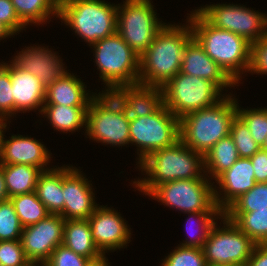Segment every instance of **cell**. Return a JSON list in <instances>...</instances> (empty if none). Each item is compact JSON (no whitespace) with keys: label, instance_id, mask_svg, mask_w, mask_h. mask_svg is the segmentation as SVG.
Masks as SVG:
<instances>
[{"label":"cell","instance_id":"45","mask_svg":"<svg viewBox=\"0 0 267 266\" xmlns=\"http://www.w3.org/2000/svg\"><path fill=\"white\" fill-rule=\"evenodd\" d=\"M8 199H9V196H8L6 183H5L4 176H3V168L1 167V164H0V202L8 200Z\"/></svg>","mask_w":267,"mask_h":266},{"label":"cell","instance_id":"26","mask_svg":"<svg viewBox=\"0 0 267 266\" xmlns=\"http://www.w3.org/2000/svg\"><path fill=\"white\" fill-rule=\"evenodd\" d=\"M9 198L35 191L43 170L24 164H1Z\"/></svg>","mask_w":267,"mask_h":266},{"label":"cell","instance_id":"9","mask_svg":"<svg viewBox=\"0 0 267 266\" xmlns=\"http://www.w3.org/2000/svg\"><path fill=\"white\" fill-rule=\"evenodd\" d=\"M129 133L130 143L139 147V164L151 153L180 140V120L163 105L157 112L130 122Z\"/></svg>","mask_w":267,"mask_h":266},{"label":"cell","instance_id":"6","mask_svg":"<svg viewBox=\"0 0 267 266\" xmlns=\"http://www.w3.org/2000/svg\"><path fill=\"white\" fill-rule=\"evenodd\" d=\"M92 47L100 78L108 87L105 91L139 83L140 57L117 32L98 40Z\"/></svg>","mask_w":267,"mask_h":266},{"label":"cell","instance_id":"24","mask_svg":"<svg viewBox=\"0 0 267 266\" xmlns=\"http://www.w3.org/2000/svg\"><path fill=\"white\" fill-rule=\"evenodd\" d=\"M62 244L91 261L103 256L92 239L88 219L65 220Z\"/></svg>","mask_w":267,"mask_h":266},{"label":"cell","instance_id":"2","mask_svg":"<svg viewBox=\"0 0 267 266\" xmlns=\"http://www.w3.org/2000/svg\"><path fill=\"white\" fill-rule=\"evenodd\" d=\"M194 11L187 21L193 37L205 53L238 84L240 72L243 74L244 70H250L252 44L240 35L214 27L197 10Z\"/></svg>","mask_w":267,"mask_h":266},{"label":"cell","instance_id":"12","mask_svg":"<svg viewBox=\"0 0 267 266\" xmlns=\"http://www.w3.org/2000/svg\"><path fill=\"white\" fill-rule=\"evenodd\" d=\"M221 219L224 228L215 223L202 248L207 265L247 266L256 244L225 215Z\"/></svg>","mask_w":267,"mask_h":266},{"label":"cell","instance_id":"20","mask_svg":"<svg viewBox=\"0 0 267 266\" xmlns=\"http://www.w3.org/2000/svg\"><path fill=\"white\" fill-rule=\"evenodd\" d=\"M18 54L12 61L18 67L36 76L45 87L67 73L62 60L48 48L31 46L30 49L27 47Z\"/></svg>","mask_w":267,"mask_h":266},{"label":"cell","instance_id":"23","mask_svg":"<svg viewBox=\"0 0 267 266\" xmlns=\"http://www.w3.org/2000/svg\"><path fill=\"white\" fill-rule=\"evenodd\" d=\"M85 84L70 73H66L54 83L46 87L44 104H58L65 106H89L94 97L88 96ZM47 102V103H46Z\"/></svg>","mask_w":267,"mask_h":266},{"label":"cell","instance_id":"11","mask_svg":"<svg viewBox=\"0 0 267 266\" xmlns=\"http://www.w3.org/2000/svg\"><path fill=\"white\" fill-rule=\"evenodd\" d=\"M129 125L120 106L106 92L94 95L87 109L89 138L107 145L125 146L130 143Z\"/></svg>","mask_w":267,"mask_h":266},{"label":"cell","instance_id":"29","mask_svg":"<svg viewBox=\"0 0 267 266\" xmlns=\"http://www.w3.org/2000/svg\"><path fill=\"white\" fill-rule=\"evenodd\" d=\"M224 215L255 244H267V209H255L254 212H224Z\"/></svg>","mask_w":267,"mask_h":266},{"label":"cell","instance_id":"19","mask_svg":"<svg viewBox=\"0 0 267 266\" xmlns=\"http://www.w3.org/2000/svg\"><path fill=\"white\" fill-rule=\"evenodd\" d=\"M180 72L210 80L221 90L224 87L236 85L225 71L205 53L194 37L188 41L185 47Z\"/></svg>","mask_w":267,"mask_h":266},{"label":"cell","instance_id":"28","mask_svg":"<svg viewBox=\"0 0 267 266\" xmlns=\"http://www.w3.org/2000/svg\"><path fill=\"white\" fill-rule=\"evenodd\" d=\"M239 155L234 141L230 135L220 139L204 155V169L210 177L215 180L226 170H228L237 160Z\"/></svg>","mask_w":267,"mask_h":266},{"label":"cell","instance_id":"43","mask_svg":"<svg viewBox=\"0 0 267 266\" xmlns=\"http://www.w3.org/2000/svg\"><path fill=\"white\" fill-rule=\"evenodd\" d=\"M250 160L254 169L256 183L267 182V151L260 148Z\"/></svg>","mask_w":267,"mask_h":266},{"label":"cell","instance_id":"3","mask_svg":"<svg viewBox=\"0 0 267 266\" xmlns=\"http://www.w3.org/2000/svg\"><path fill=\"white\" fill-rule=\"evenodd\" d=\"M139 164L149 177L134 181L133 184L145 195H149L158 185L165 182L206 178L203 176L204 156L186 146L181 140L151 153Z\"/></svg>","mask_w":267,"mask_h":266},{"label":"cell","instance_id":"47","mask_svg":"<svg viewBox=\"0 0 267 266\" xmlns=\"http://www.w3.org/2000/svg\"><path fill=\"white\" fill-rule=\"evenodd\" d=\"M15 35L6 25L0 22V40Z\"/></svg>","mask_w":267,"mask_h":266},{"label":"cell","instance_id":"10","mask_svg":"<svg viewBox=\"0 0 267 266\" xmlns=\"http://www.w3.org/2000/svg\"><path fill=\"white\" fill-rule=\"evenodd\" d=\"M208 181L207 178H196L165 182L149 196L185 213L223 212L215 203L213 183Z\"/></svg>","mask_w":267,"mask_h":266},{"label":"cell","instance_id":"21","mask_svg":"<svg viewBox=\"0 0 267 266\" xmlns=\"http://www.w3.org/2000/svg\"><path fill=\"white\" fill-rule=\"evenodd\" d=\"M9 64L11 86L14 99V114L19 111L38 109L40 113L45 103L46 87L40 80L18 67L13 61Z\"/></svg>","mask_w":267,"mask_h":266},{"label":"cell","instance_id":"27","mask_svg":"<svg viewBox=\"0 0 267 266\" xmlns=\"http://www.w3.org/2000/svg\"><path fill=\"white\" fill-rule=\"evenodd\" d=\"M88 106L44 104L41 114H46L52 126L61 132H73L83 125L86 128Z\"/></svg>","mask_w":267,"mask_h":266},{"label":"cell","instance_id":"42","mask_svg":"<svg viewBox=\"0 0 267 266\" xmlns=\"http://www.w3.org/2000/svg\"><path fill=\"white\" fill-rule=\"evenodd\" d=\"M0 22L14 34L20 32L26 26L19 19L11 0H0Z\"/></svg>","mask_w":267,"mask_h":266},{"label":"cell","instance_id":"22","mask_svg":"<svg viewBox=\"0 0 267 266\" xmlns=\"http://www.w3.org/2000/svg\"><path fill=\"white\" fill-rule=\"evenodd\" d=\"M50 154L44 144L31 137L12 135L3 140L0 164H24L41 168L48 165ZM47 164V165H46Z\"/></svg>","mask_w":267,"mask_h":266},{"label":"cell","instance_id":"50","mask_svg":"<svg viewBox=\"0 0 267 266\" xmlns=\"http://www.w3.org/2000/svg\"><path fill=\"white\" fill-rule=\"evenodd\" d=\"M39 266L38 262H29L26 266ZM41 266H48L47 262H40Z\"/></svg>","mask_w":267,"mask_h":266},{"label":"cell","instance_id":"8","mask_svg":"<svg viewBox=\"0 0 267 266\" xmlns=\"http://www.w3.org/2000/svg\"><path fill=\"white\" fill-rule=\"evenodd\" d=\"M124 2L117 10V33L140 57L165 24L158 20L150 0Z\"/></svg>","mask_w":267,"mask_h":266},{"label":"cell","instance_id":"14","mask_svg":"<svg viewBox=\"0 0 267 266\" xmlns=\"http://www.w3.org/2000/svg\"><path fill=\"white\" fill-rule=\"evenodd\" d=\"M65 219L49 214L38 223L24 227L21 242L30 262H47L53 250L62 244Z\"/></svg>","mask_w":267,"mask_h":266},{"label":"cell","instance_id":"16","mask_svg":"<svg viewBox=\"0 0 267 266\" xmlns=\"http://www.w3.org/2000/svg\"><path fill=\"white\" fill-rule=\"evenodd\" d=\"M70 167H63L64 208L59 214L65 220L89 219L98 207L92 187L78 169Z\"/></svg>","mask_w":267,"mask_h":266},{"label":"cell","instance_id":"17","mask_svg":"<svg viewBox=\"0 0 267 266\" xmlns=\"http://www.w3.org/2000/svg\"><path fill=\"white\" fill-rule=\"evenodd\" d=\"M88 221L92 239L103 255L107 250L123 248L130 241V229L114 209L98 206Z\"/></svg>","mask_w":267,"mask_h":266},{"label":"cell","instance_id":"13","mask_svg":"<svg viewBox=\"0 0 267 266\" xmlns=\"http://www.w3.org/2000/svg\"><path fill=\"white\" fill-rule=\"evenodd\" d=\"M197 11L214 27L231 31L254 44L267 34V15L234 4H212Z\"/></svg>","mask_w":267,"mask_h":266},{"label":"cell","instance_id":"31","mask_svg":"<svg viewBox=\"0 0 267 266\" xmlns=\"http://www.w3.org/2000/svg\"><path fill=\"white\" fill-rule=\"evenodd\" d=\"M9 199L23 228L36 224L51 214L39 200L35 191L16 195Z\"/></svg>","mask_w":267,"mask_h":266},{"label":"cell","instance_id":"25","mask_svg":"<svg viewBox=\"0 0 267 266\" xmlns=\"http://www.w3.org/2000/svg\"><path fill=\"white\" fill-rule=\"evenodd\" d=\"M35 193L51 214H59L64 208L63 167L43 171L38 178Z\"/></svg>","mask_w":267,"mask_h":266},{"label":"cell","instance_id":"37","mask_svg":"<svg viewBox=\"0 0 267 266\" xmlns=\"http://www.w3.org/2000/svg\"><path fill=\"white\" fill-rule=\"evenodd\" d=\"M161 266H207L203 249L176 247L164 260Z\"/></svg>","mask_w":267,"mask_h":266},{"label":"cell","instance_id":"41","mask_svg":"<svg viewBox=\"0 0 267 266\" xmlns=\"http://www.w3.org/2000/svg\"><path fill=\"white\" fill-rule=\"evenodd\" d=\"M249 72L267 74V34L252 44Z\"/></svg>","mask_w":267,"mask_h":266},{"label":"cell","instance_id":"5","mask_svg":"<svg viewBox=\"0 0 267 266\" xmlns=\"http://www.w3.org/2000/svg\"><path fill=\"white\" fill-rule=\"evenodd\" d=\"M117 10L101 0H73L59 7L58 17L91 46L117 32Z\"/></svg>","mask_w":267,"mask_h":266},{"label":"cell","instance_id":"15","mask_svg":"<svg viewBox=\"0 0 267 266\" xmlns=\"http://www.w3.org/2000/svg\"><path fill=\"white\" fill-rule=\"evenodd\" d=\"M119 106L128 122L157 112L163 105V89L160 86L141 83L117 87L106 92Z\"/></svg>","mask_w":267,"mask_h":266},{"label":"cell","instance_id":"40","mask_svg":"<svg viewBox=\"0 0 267 266\" xmlns=\"http://www.w3.org/2000/svg\"><path fill=\"white\" fill-rule=\"evenodd\" d=\"M90 261L61 244L53 250L47 264L48 266H87Z\"/></svg>","mask_w":267,"mask_h":266},{"label":"cell","instance_id":"38","mask_svg":"<svg viewBox=\"0 0 267 266\" xmlns=\"http://www.w3.org/2000/svg\"><path fill=\"white\" fill-rule=\"evenodd\" d=\"M29 262L21 239L0 241V264L2 266H26Z\"/></svg>","mask_w":267,"mask_h":266},{"label":"cell","instance_id":"34","mask_svg":"<svg viewBox=\"0 0 267 266\" xmlns=\"http://www.w3.org/2000/svg\"><path fill=\"white\" fill-rule=\"evenodd\" d=\"M23 227L10 199L0 202V241L21 239Z\"/></svg>","mask_w":267,"mask_h":266},{"label":"cell","instance_id":"7","mask_svg":"<svg viewBox=\"0 0 267 266\" xmlns=\"http://www.w3.org/2000/svg\"><path fill=\"white\" fill-rule=\"evenodd\" d=\"M164 106L179 120L222 100V90L212 81L179 72L164 86ZM221 97V98H220Z\"/></svg>","mask_w":267,"mask_h":266},{"label":"cell","instance_id":"39","mask_svg":"<svg viewBox=\"0 0 267 266\" xmlns=\"http://www.w3.org/2000/svg\"><path fill=\"white\" fill-rule=\"evenodd\" d=\"M12 95L9 65L7 63H0V117L8 118L14 113V99Z\"/></svg>","mask_w":267,"mask_h":266},{"label":"cell","instance_id":"4","mask_svg":"<svg viewBox=\"0 0 267 266\" xmlns=\"http://www.w3.org/2000/svg\"><path fill=\"white\" fill-rule=\"evenodd\" d=\"M222 97L215 105L180 119V140L203 156L220 139L230 135L232 121L237 115L236 99L230 95Z\"/></svg>","mask_w":267,"mask_h":266},{"label":"cell","instance_id":"46","mask_svg":"<svg viewBox=\"0 0 267 266\" xmlns=\"http://www.w3.org/2000/svg\"><path fill=\"white\" fill-rule=\"evenodd\" d=\"M7 119L8 118L0 117V160H1L3 140H4L3 130L6 129L7 127V124H6Z\"/></svg>","mask_w":267,"mask_h":266},{"label":"cell","instance_id":"52","mask_svg":"<svg viewBox=\"0 0 267 266\" xmlns=\"http://www.w3.org/2000/svg\"><path fill=\"white\" fill-rule=\"evenodd\" d=\"M207 266H231V265H207Z\"/></svg>","mask_w":267,"mask_h":266},{"label":"cell","instance_id":"36","mask_svg":"<svg viewBox=\"0 0 267 266\" xmlns=\"http://www.w3.org/2000/svg\"><path fill=\"white\" fill-rule=\"evenodd\" d=\"M187 214L190 215L191 219H193L195 216L198 218V221L200 222L199 224H200V229H201L200 232L201 233L198 234L199 237L197 236V234L194 235V233L192 235L191 234L192 232L189 233V228L186 227L187 233L190 234L191 238L193 236V238L189 239L187 241H184L185 243L180 244V246L202 249L204 246V243L208 239V236H209V233H210L212 227L215 225V223H217L214 221V220H216L215 216H220V218H222L224 216V212H192V213L190 212ZM190 218L187 219V221H186L187 224H189L188 222H189ZM191 226H192V224H191ZM195 236H197V237H195Z\"/></svg>","mask_w":267,"mask_h":266},{"label":"cell","instance_id":"48","mask_svg":"<svg viewBox=\"0 0 267 266\" xmlns=\"http://www.w3.org/2000/svg\"><path fill=\"white\" fill-rule=\"evenodd\" d=\"M107 259L105 255H103L101 258L90 261V263L87 266H109L107 263Z\"/></svg>","mask_w":267,"mask_h":266},{"label":"cell","instance_id":"44","mask_svg":"<svg viewBox=\"0 0 267 266\" xmlns=\"http://www.w3.org/2000/svg\"><path fill=\"white\" fill-rule=\"evenodd\" d=\"M247 266H267V244H256Z\"/></svg>","mask_w":267,"mask_h":266},{"label":"cell","instance_id":"30","mask_svg":"<svg viewBox=\"0 0 267 266\" xmlns=\"http://www.w3.org/2000/svg\"><path fill=\"white\" fill-rule=\"evenodd\" d=\"M19 19L27 24H42L51 15H57L59 8L55 0H11Z\"/></svg>","mask_w":267,"mask_h":266},{"label":"cell","instance_id":"18","mask_svg":"<svg viewBox=\"0 0 267 266\" xmlns=\"http://www.w3.org/2000/svg\"><path fill=\"white\" fill-rule=\"evenodd\" d=\"M216 181L219 188L224 192V196L220 197L217 189H214L215 203L224 212L236 199L256 184L250 158H239Z\"/></svg>","mask_w":267,"mask_h":266},{"label":"cell","instance_id":"49","mask_svg":"<svg viewBox=\"0 0 267 266\" xmlns=\"http://www.w3.org/2000/svg\"><path fill=\"white\" fill-rule=\"evenodd\" d=\"M71 1H73V0H55L58 8L64 4L68 3V2H71Z\"/></svg>","mask_w":267,"mask_h":266},{"label":"cell","instance_id":"51","mask_svg":"<svg viewBox=\"0 0 267 266\" xmlns=\"http://www.w3.org/2000/svg\"><path fill=\"white\" fill-rule=\"evenodd\" d=\"M263 150H266L267 151V136L265 138V141L263 143V146L261 147Z\"/></svg>","mask_w":267,"mask_h":266},{"label":"cell","instance_id":"35","mask_svg":"<svg viewBox=\"0 0 267 266\" xmlns=\"http://www.w3.org/2000/svg\"><path fill=\"white\" fill-rule=\"evenodd\" d=\"M237 115L247 125L255 142L262 147L267 136V108L264 109H239L237 104Z\"/></svg>","mask_w":267,"mask_h":266},{"label":"cell","instance_id":"1","mask_svg":"<svg viewBox=\"0 0 267 266\" xmlns=\"http://www.w3.org/2000/svg\"><path fill=\"white\" fill-rule=\"evenodd\" d=\"M189 25L165 23L140 56L139 83L162 87L180 72L183 52L193 37Z\"/></svg>","mask_w":267,"mask_h":266},{"label":"cell","instance_id":"32","mask_svg":"<svg viewBox=\"0 0 267 266\" xmlns=\"http://www.w3.org/2000/svg\"><path fill=\"white\" fill-rule=\"evenodd\" d=\"M255 209H267V182L256 183L224 212H254Z\"/></svg>","mask_w":267,"mask_h":266},{"label":"cell","instance_id":"33","mask_svg":"<svg viewBox=\"0 0 267 266\" xmlns=\"http://www.w3.org/2000/svg\"><path fill=\"white\" fill-rule=\"evenodd\" d=\"M230 136L237 148L239 158H250L261 148L251 136L245 122L238 115L232 121Z\"/></svg>","mask_w":267,"mask_h":266}]
</instances>
